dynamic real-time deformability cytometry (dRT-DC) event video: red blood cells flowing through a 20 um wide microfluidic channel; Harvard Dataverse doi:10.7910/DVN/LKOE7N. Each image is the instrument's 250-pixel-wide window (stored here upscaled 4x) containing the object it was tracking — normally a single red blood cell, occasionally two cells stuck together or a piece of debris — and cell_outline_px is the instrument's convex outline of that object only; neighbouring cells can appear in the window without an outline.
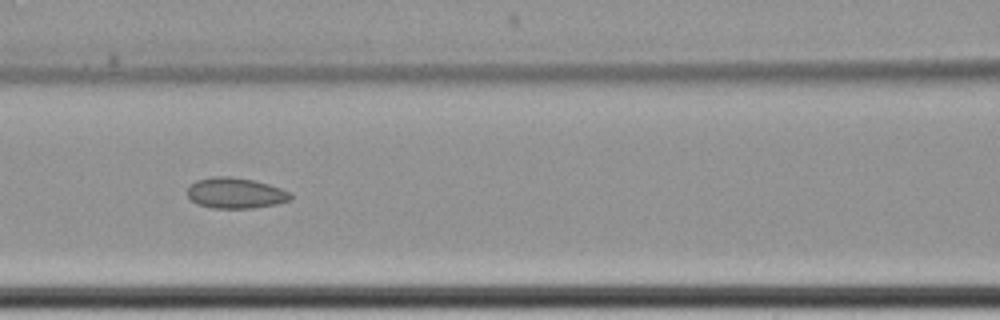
{"species": "common noctule bat (a hibernating species)", "species_latin": "Nyctalus noctula", "temperature_condition": "cold", "stored_images_in_passage": 10, "camera_frame_rate_fps": 3000, "um_per_image_px": 0.085, "animal": {"sex": "female", "body_mass_g": 22.7, "forearm_length_mm": 54.2}, "frame": {"image": 1, "passage_image": 9, "time_ms": 9.667, "image_size_px": [1000, 320], "cell_outline_px": [[292, 200], [276, 204], [256, 208], [212, 208], [196, 204], [188, 196], [188, 188], [196, 180], [212, 176], [228, 176], [252, 180], [268, 184], [280, 188], [288, 192], [292, 196]], "centroid_in_image_um": [20.01, 16.42], "position_along_channel_um": 146.6, "area_um2": 18.44}}
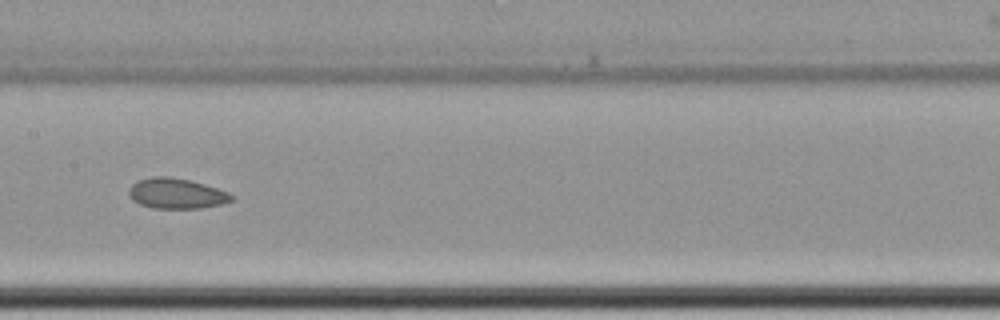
{"frame": {"image": 2, "passage_image": 10, "time_ms": 11.0, "image_size_px": [1000, 320], "cell_outline_px": [[236, 196], [232, 200], [220, 204], [200, 208], [152, 208], [140, 204], [132, 200], [128, 192], [128, 188], [136, 180], [152, 176], [168, 176], [188, 180], [204, 184], [228, 192]], "centroid_in_image_um": [14.96, 16.44], "position_along_channel_um": 192.4, "area_um2": 18.21}}